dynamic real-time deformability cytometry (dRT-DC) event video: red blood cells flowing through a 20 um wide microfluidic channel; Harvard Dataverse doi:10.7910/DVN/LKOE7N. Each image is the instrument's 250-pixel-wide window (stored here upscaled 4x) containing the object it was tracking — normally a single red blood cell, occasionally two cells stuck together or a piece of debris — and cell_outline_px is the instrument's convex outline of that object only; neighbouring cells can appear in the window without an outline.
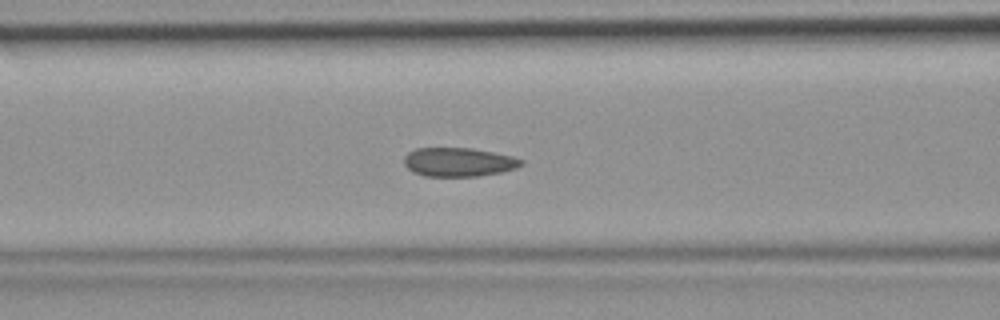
{"species": "common noctule bat (a hibernating species)", "species_latin": "Nyctalus noctula", "temperature_condition": "room temperature", "stored_images_in_passage": 38, "camera_frame_rate_fps": 3000, "um_per_image_px": 0.085, "animal": {"sex": "female", "body_mass_g": 19.9}, "frame": {"image": 1, "passage_image": 10, "time_ms": 3.0, "image_size_px": [1000, 320], "cell_outline_px": [[524, 164], [516, 168], [500, 172], [476, 176], [424, 176], [412, 172], [404, 164], [404, 156], [408, 152], [416, 148], [472, 148], [512, 156], [524, 160]], "centroid_in_image_um": [38.97, 13.77], "position_along_channel_um": 127.6, "area_um2": 19.71}}
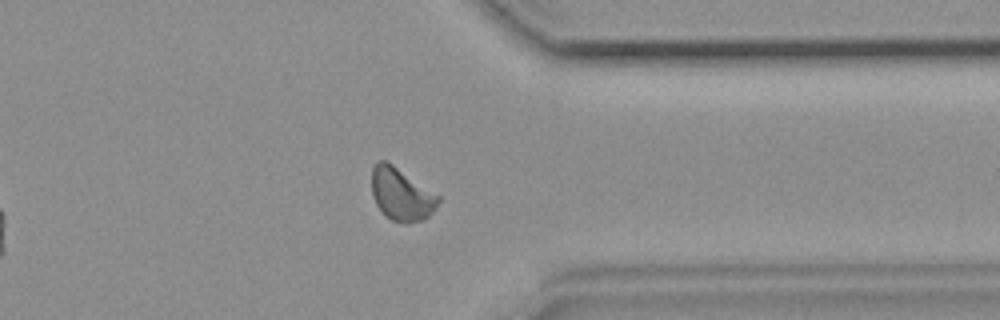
{"frame": {"image": 2, "passage_image": 28, "time_ms": 9.0, "image_size_px": [1000, 320], "cell_outline_px": [[440, 200], [432, 212], [424, 220], [408, 224], [392, 220], [384, 216], [376, 204], [372, 192], [372, 168], [376, 160], [384, 160], [392, 164], [440, 196]], "centroid_in_image_um": [34.1, 16.53], "position_along_channel_um": 377.3, "area_um2": 20.4}}
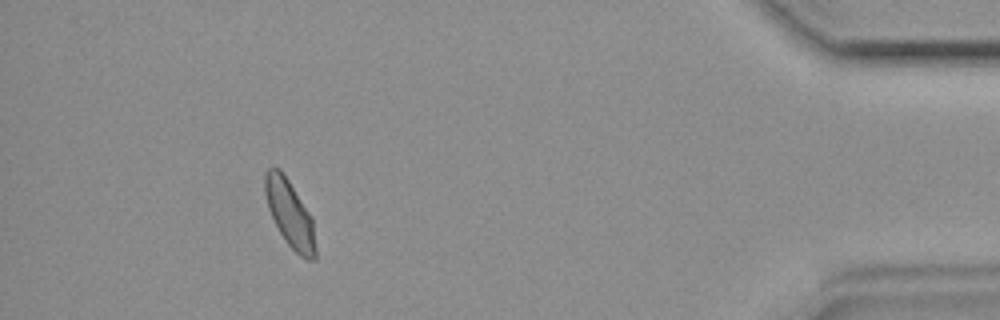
{"frame": {"image": 3, "passage_image": 34, "time_ms": 11.0, "image_size_px": [1000, 320], "cell_outline_px": [[316, 260], [308, 260], [300, 256], [284, 240], [268, 208], [264, 192], [264, 172], [268, 168], [280, 168], [312, 216], [316, 248]], "centroid_in_image_um": [24.64, 18.17], "position_along_channel_um": 410.6, "area_um2": 19.71}}